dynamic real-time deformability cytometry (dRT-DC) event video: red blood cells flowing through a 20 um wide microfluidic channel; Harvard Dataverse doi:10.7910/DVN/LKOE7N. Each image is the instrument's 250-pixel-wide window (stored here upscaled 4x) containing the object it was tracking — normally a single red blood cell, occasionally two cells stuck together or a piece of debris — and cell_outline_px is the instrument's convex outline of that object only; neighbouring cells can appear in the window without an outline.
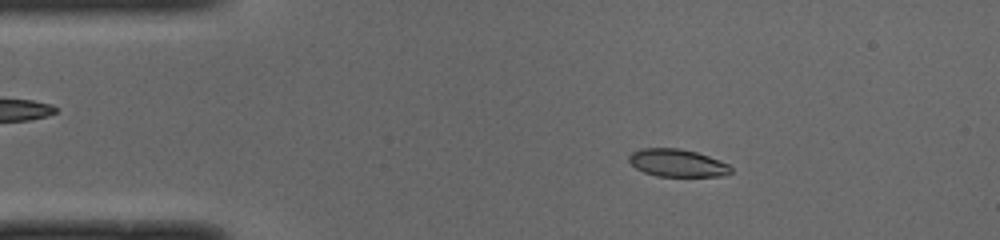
{"species": "common noctule bat (a hibernating species)", "species_latin": "Nyctalus noctula", "temperature_condition": "cold", "stored_images_in_passage": 49, "camera_frame_rate_fps": 3000, "um_per_image_px": 0.085, "animal": {"sex": "male", "body_mass_g": 19.0, "forearm_length_mm": 50.8}, "frame": {"image": 1, "passage_image": 8, "time_ms": 2.333, "image_size_px": [1000, 240], "cell_outline_px": [[732, 172], [724, 176], [656, 176], [644, 172], [636, 168], [628, 160], [628, 156], [632, 152], [640, 148], [680, 148], [696, 152], [720, 160], [728, 164], [732, 168]], "centroid_in_image_um": [57.57, 13.85], "position_along_channel_um": 27.4, "area_um2": 16.47}}
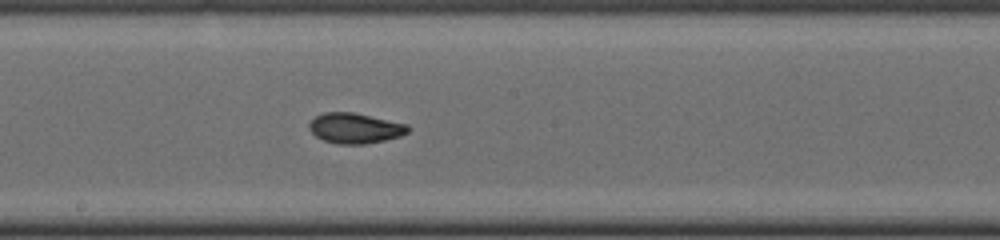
{"frame": {"image": 2, "passage_image": 26, "time_ms": 8.333, "image_size_px": [1000, 240], "cell_outline_px": [[412, 128], [408, 132], [400, 136], [384, 140], [364, 144], [336, 144], [324, 140], [316, 136], [308, 128], [308, 124], [316, 116], [324, 112], [352, 112], [408, 124]], "centroid_in_image_um": [30.19, 10.89], "position_along_channel_um": 218.0, "area_um2": 17.46}}
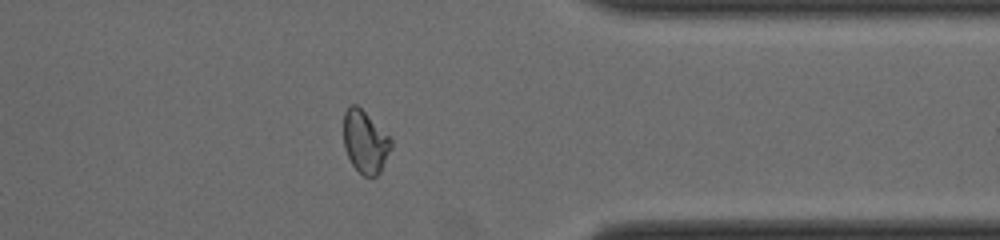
{"frame": {"image": 3, "passage_image": 39, "time_ms": 12.667, "image_size_px": [1000, 240], "cell_outline_px": [[392, 148], [380, 172], [376, 176], [364, 176], [352, 164], [344, 148], [344, 112], [352, 104], [356, 104], [392, 140]], "centroid_in_image_um": [31.03, 12.08], "position_along_channel_um": 380.4, "area_um2": 16.94}, "authors_computed_cell_mechanics": {"area_um2": 17.1088, "velocity_mm_per_s": 4.0112, "shape_relaxation_time_tau1_ms": 3.2378, "shape_relaxation_time_tau2_ms": 2.3105, "deformation_change_tau1": 0.1508, "deformation_change_tau2": 0.0623}}